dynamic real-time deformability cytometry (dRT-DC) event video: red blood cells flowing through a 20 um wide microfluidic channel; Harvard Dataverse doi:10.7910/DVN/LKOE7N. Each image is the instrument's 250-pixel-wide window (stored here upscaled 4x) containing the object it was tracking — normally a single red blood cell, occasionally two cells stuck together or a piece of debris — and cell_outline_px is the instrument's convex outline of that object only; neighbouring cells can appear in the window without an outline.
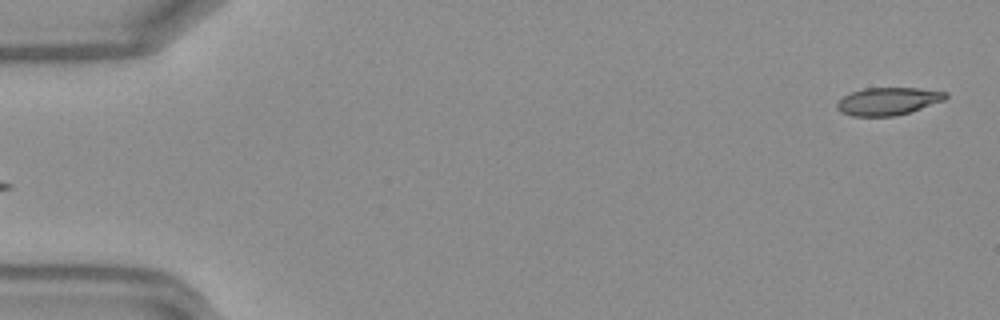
{"species": "Egyptian fruit bat (a non-hibernating species)", "species_latin": "Rousettus aegyptiacus", "temperature_condition": "warm", "stored_images_in_passage": 16, "camera_frame_rate_fps": 3000, "um_per_image_px": 0.085, "frame": {"image": 1, "passage_image": 2, "time_ms": 0.333, "image_size_px": [1000, 320], "cell_outline_px": [[932, 96], [924, 104], [916, 108], [904, 112], [876, 116], [872, 116], [852, 112], [860, 92], [880, 88], [900, 88], [928, 92]], "centroid_in_image_um": [75.59, 8.6], "position_along_channel_um": 9.4, "area_um2": 11.79}}
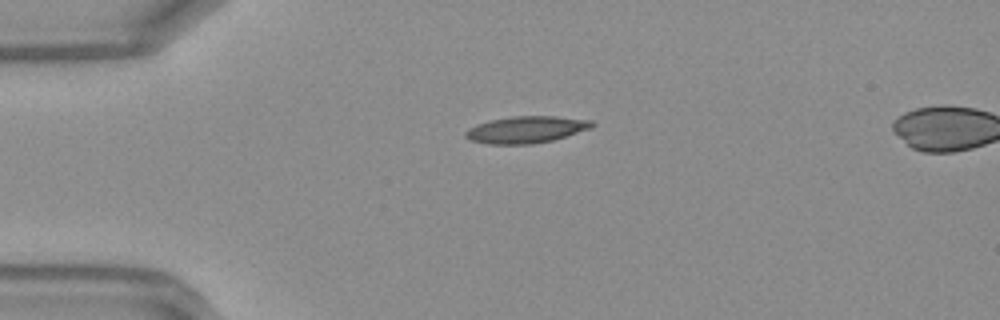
{"frame": {"image": 2, "passage_image": 12, "time_ms": 3.667, "image_size_px": [1000, 320], "cell_outline_px": [[588, 124], [560, 136], [544, 140], [484, 140], [504, 120], [564, 120]], "centroid_in_image_um": [45.28, 11.03], "position_along_channel_um": 39.7, "area_um2": 10.98}}